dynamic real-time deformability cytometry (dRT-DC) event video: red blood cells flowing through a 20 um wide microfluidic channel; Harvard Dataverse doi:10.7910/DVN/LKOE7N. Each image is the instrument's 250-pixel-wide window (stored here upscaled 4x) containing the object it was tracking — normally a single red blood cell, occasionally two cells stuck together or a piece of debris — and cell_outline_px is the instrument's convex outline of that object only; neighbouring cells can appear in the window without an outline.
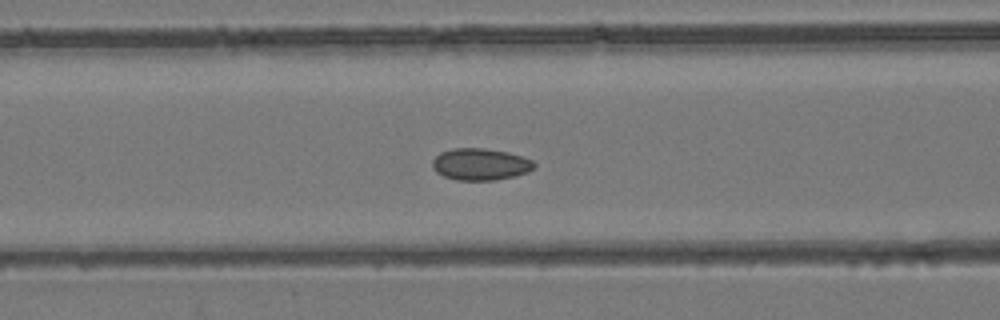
{"species": "common noctule bat (a hibernating species)", "species_latin": "Nyctalus noctula", "temperature_condition": "room temperature", "stored_images_in_passage": 50, "camera_frame_rate_fps": 3000, "um_per_image_px": 0.085, "animal": {"sex": "female", "body_mass_g": 24.6, "forearm_length_mm": 56.2}, "frame": {"image": 1, "passage_image": 18, "time_ms": 5.667, "image_size_px": [1000, 320], "cell_outline_px": [[536, 168], [528, 172], [516, 176], [492, 180], [456, 180], [444, 176], [436, 172], [432, 168], [432, 160], [440, 152], [452, 148], [484, 148], [508, 152], [532, 160], [536, 164]], "centroid_in_image_um": [40.83, 13.96], "position_along_channel_um": 125.8, "area_um2": 19.02}}
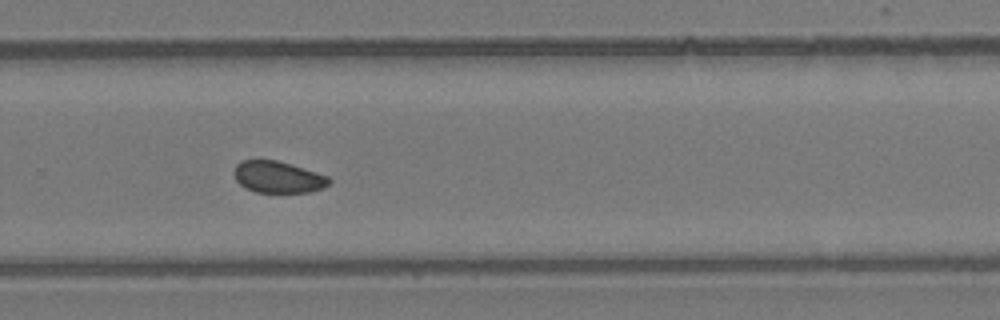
{"frame": {"image": 2, "passage_image": 32, "time_ms": 10.333, "image_size_px": [1000, 320], "cell_outline_px": [[332, 180], [324, 188], [308, 192], [256, 192], [244, 188], [236, 180], [232, 172], [236, 164], [240, 160], [276, 160], [328, 176]], "centroid_in_image_um": [23.58, 15.05], "position_along_channel_um": 306.2, "area_um2": 17.51}}
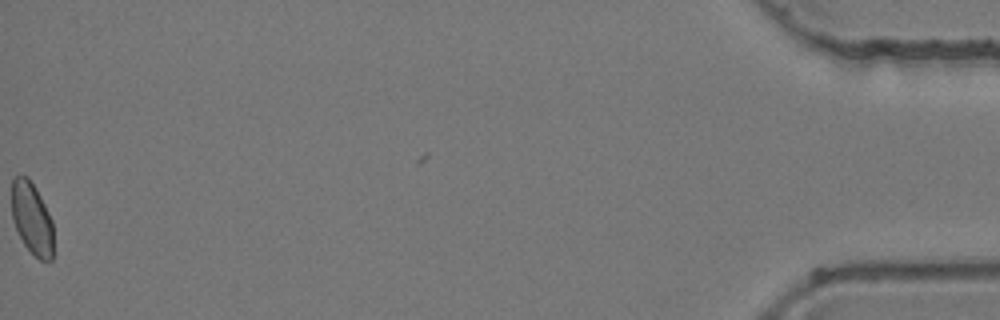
{"frame": {"image": 3, "passage_image": 50, "time_ms": 16.333, "image_size_px": [1000, 320], "cell_outline_px": [[52, 260], [40, 260], [24, 244], [12, 220], [12, 176], [20, 172], [28, 176], [36, 188], [52, 220]], "centroid_in_image_um": [2.68, 18.48], "position_along_channel_um": 432.5, "area_um2": 17.57}, "authors_computed_cell_mechanics": {"area_um2": 18.3515, "velocity_mm_per_s": 3.8777, "shape_relaxation_time_tau1_ms": 3.8008, "shape_relaxation_time_tau2_ms": 1.2934, "deformation_change_tau1": 0.0534, "deformation_change_tau2": 0.0545}}